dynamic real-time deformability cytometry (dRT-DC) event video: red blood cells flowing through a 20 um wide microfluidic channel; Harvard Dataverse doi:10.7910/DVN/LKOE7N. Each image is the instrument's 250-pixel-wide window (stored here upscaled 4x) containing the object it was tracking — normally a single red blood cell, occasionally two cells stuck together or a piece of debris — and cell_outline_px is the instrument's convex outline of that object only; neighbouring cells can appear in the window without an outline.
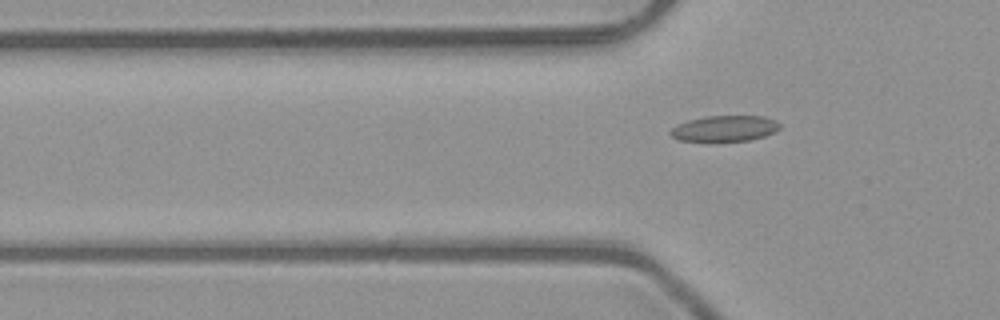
{"species": "common noctule bat (a hibernating species)", "species_latin": "Nyctalus noctula", "temperature_condition": "room temperature", "stored_images_in_passage": 4, "camera_frame_rate_fps": 3000, "um_per_image_px": 0.085, "animal": {"sex": "male", "body_mass_g": 23.1, "forearm_length_mm": 52.7}, "frame": {"image": 1, "passage_image": 4, "time_ms": 1.0, "image_size_px": [1000, 320], "cell_outline_px": [[780, 128], [776, 132], [764, 136], [748, 140], [680, 140], [672, 136], [668, 132], [676, 124], [688, 120], [704, 116], [764, 116], [776, 120], [780, 124]], "centroid_in_image_um": [61.62, 10.89], "position_along_channel_um": 64.2, "area_um2": 16.3}}